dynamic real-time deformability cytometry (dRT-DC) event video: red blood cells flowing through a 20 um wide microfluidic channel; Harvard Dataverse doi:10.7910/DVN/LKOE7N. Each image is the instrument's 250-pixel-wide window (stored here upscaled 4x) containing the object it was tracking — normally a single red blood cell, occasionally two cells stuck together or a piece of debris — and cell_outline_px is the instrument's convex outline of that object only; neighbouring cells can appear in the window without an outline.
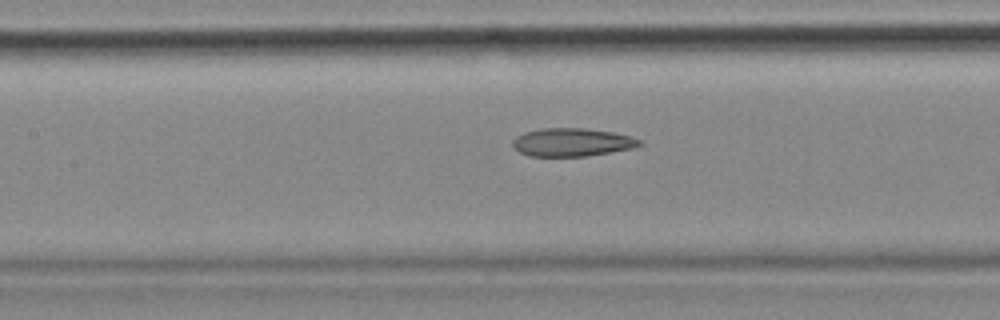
{"species": "common noctule bat (a hibernating species)", "species_latin": "Nyctalus noctula", "temperature_condition": "cold", "stored_images_in_passage": 55, "camera_frame_rate_fps": 3000, "um_per_image_px": 0.085, "animal": {"sex": "female", "body_mass_g": 18.4}, "frame": {"image": 1, "passage_image": 24, "time_ms": 7.667, "image_size_px": [1000, 320], "cell_outline_px": [[644, 144], [632, 148], [588, 156], [528, 156], [520, 152], [512, 144], [512, 140], [516, 136], [524, 132], [540, 128], [584, 128], [612, 132], [632, 136], [640, 140]], "centroid_in_image_um": [48.62, 12.09], "position_along_channel_um": 158.8, "area_um2": 20.87}, "authors_computed_cell_mechanics": {"area_um2": 22.1952, "velocity_mm_per_s": 3.5687, "shape_relaxation_time_tau1_ms": null, "shape_relaxation_time_tau2_ms": 5.9621, "deformation_change_tau1": null, "deformation_change_tau2": 0.1603}}